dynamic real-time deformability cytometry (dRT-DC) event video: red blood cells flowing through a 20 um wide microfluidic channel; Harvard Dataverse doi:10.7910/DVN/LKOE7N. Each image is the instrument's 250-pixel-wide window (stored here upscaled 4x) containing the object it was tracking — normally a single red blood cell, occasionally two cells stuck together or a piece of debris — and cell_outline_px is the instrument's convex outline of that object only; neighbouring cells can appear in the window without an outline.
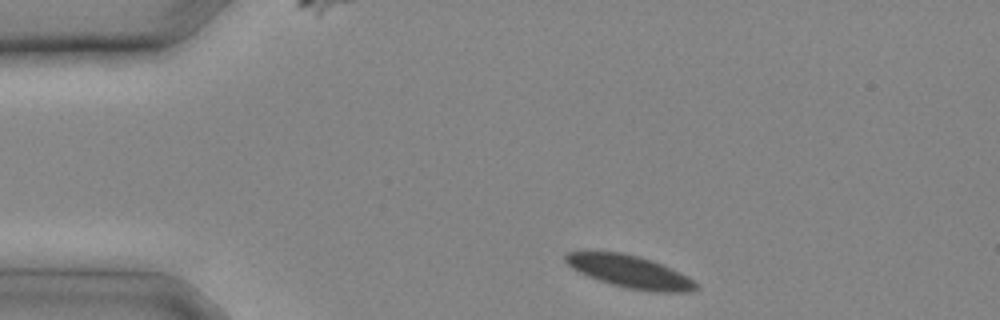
{"species": "common noctule bat (a hibernating species)", "species_latin": "Nyctalus noctula", "temperature_condition": "cold", "stored_images_in_passage": 22, "camera_frame_rate_fps": 3000, "um_per_image_px": 0.085, "animal": {"sex": "male", "body_mass_g": 20.4}, "frame": {"image": 1, "passage_image": 1, "time_ms": 0.0, "image_size_px": [1000, 320], "cell_outline_px": [[700, 288], [692, 292], [656, 292], [628, 288], [612, 284], [588, 276], [572, 268], [564, 260], [564, 256], [568, 252], [620, 252], [640, 256], [652, 260], [672, 268], [688, 276], [700, 284]], "centroid_in_image_um": [53.63, 23.1], "position_along_channel_um": 31.4, "area_um2": 24.74}}
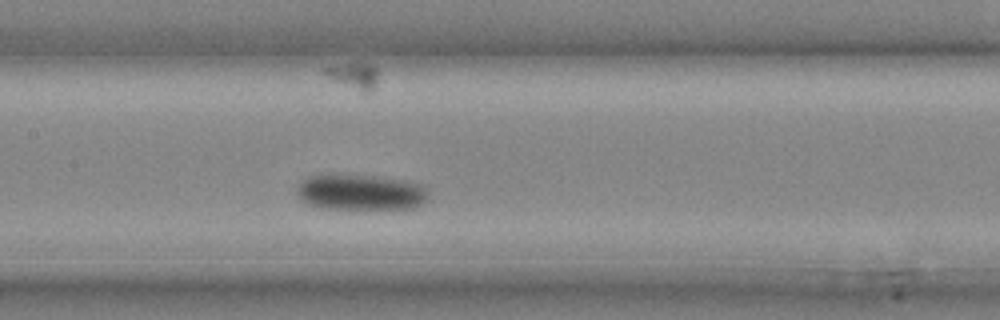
{"frame": {"image": 2, "passage_image": 9, "time_ms": 2.667, "image_size_px": [1000, 320], "cell_outline_px": [[428, 200], [424, 204], [412, 208], [328, 208], [304, 204], [300, 200], [296, 192], [296, 188], [308, 176], [332, 172], [348, 172], [404, 180], [424, 184], [428, 188]], "centroid_in_image_um": [30.64, 16.29], "position_along_channel_um": 176.8, "area_um2": 28.44}}
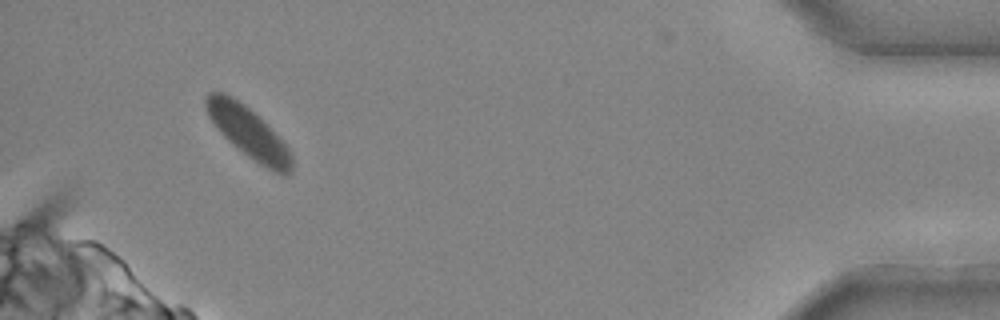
{"frame": {"image": 3, "passage_image": 21, "time_ms": 6.667, "image_size_px": [1000, 320], "cell_outline_px": [[292, 172], [284, 176], [260, 164], [248, 156], [232, 144], [220, 132], [208, 116], [204, 104], [204, 100], [208, 92], [224, 92], [232, 96], [244, 104], [288, 148], [292, 156]], "centroid_in_image_um": [21.07, 11.25], "position_along_channel_um": 414.1, "area_um2": 24.68}}